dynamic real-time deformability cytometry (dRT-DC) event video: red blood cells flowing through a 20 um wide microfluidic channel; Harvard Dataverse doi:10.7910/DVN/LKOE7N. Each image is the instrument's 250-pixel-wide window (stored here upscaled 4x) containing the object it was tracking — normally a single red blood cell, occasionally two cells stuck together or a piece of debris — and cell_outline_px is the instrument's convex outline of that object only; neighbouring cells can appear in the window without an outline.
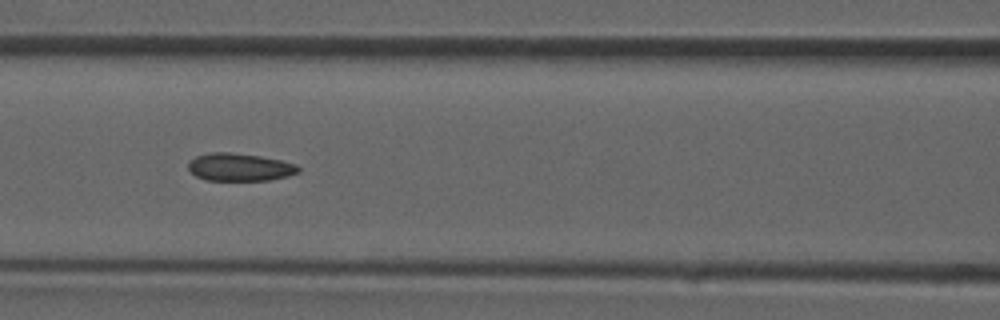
{"species": "common noctule bat (a hibernating species)", "species_latin": "Nyctalus noctula", "temperature_condition": "room temperature", "stored_images_in_passage": 37, "camera_frame_rate_fps": 3000, "um_per_image_px": 0.085, "animal": {"sex": "male", "forearm_length_mm": 52.5}, "frame": {"image": 1, "passage_image": 16, "time_ms": 5.0, "image_size_px": [1000, 320], "cell_outline_px": [[300, 172], [288, 176], [268, 180], [204, 180], [196, 176], [188, 168], [188, 164], [196, 156], [212, 152], [228, 152], [260, 156], [280, 160], [296, 164], [300, 168]], "centroid_in_image_um": [20.39, 14.21], "position_along_channel_um": 146.2, "area_um2": 17.69}}